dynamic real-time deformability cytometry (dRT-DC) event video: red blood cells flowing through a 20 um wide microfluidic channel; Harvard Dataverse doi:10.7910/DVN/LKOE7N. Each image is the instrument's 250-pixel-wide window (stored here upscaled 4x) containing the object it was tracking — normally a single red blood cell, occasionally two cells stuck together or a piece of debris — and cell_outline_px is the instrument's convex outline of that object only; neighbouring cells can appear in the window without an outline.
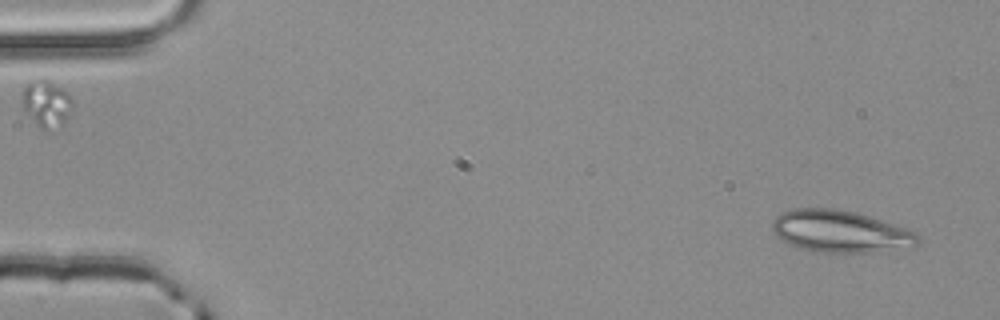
{"species": "common noctule bat (a hibernating species)", "species_latin": "Nyctalus noctula", "temperature_condition": "room temperature", "stored_images_in_passage": 4, "camera_frame_rate_fps": 3000, "um_per_image_px": 0.085, "animal": {"sex": "male", "body_mass_g": 20.4}, "frame": {"image": 1, "passage_image": 1, "time_ms": 0.0, "image_size_px": [1000, 320], "cell_outline_px": [[920, 244], [916, 248], [868, 252], [812, 252], [800, 248], [780, 240], [776, 236], [772, 228], [772, 220], [780, 212], [792, 208], [836, 208], [856, 212], [916, 232], [920, 240]], "centroid_in_image_um": [71.42, 19.68], "position_along_channel_um": 13.6, "area_um2": 36.07}}